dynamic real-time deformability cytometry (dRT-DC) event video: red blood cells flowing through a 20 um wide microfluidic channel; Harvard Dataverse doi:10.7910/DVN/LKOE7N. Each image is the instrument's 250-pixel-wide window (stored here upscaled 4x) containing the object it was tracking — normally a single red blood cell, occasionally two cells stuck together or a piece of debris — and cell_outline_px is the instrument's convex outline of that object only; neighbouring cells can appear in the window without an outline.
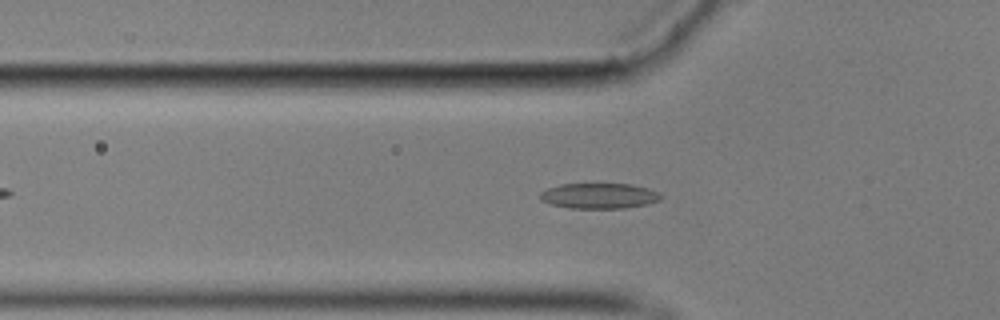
{"species": "common noctule bat (a hibernating species)", "species_latin": "Nyctalus noctula", "temperature_condition": "cold", "stored_images_in_passage": 41, "camera_frame_rate_fps": 3000, "um_per_image_px": 0.085, "animal": {"sex": "male", "body_mass_g": 17.9}, "frame": {"image": 1, "passage_image": 3, "time_ms": 0.667, "image_size_px": [1000, 320], "cell_outline_px": [[660, 200], [648, 204], [624, 208], [568, 208], [552, 204], [540, 200], [540, 192], [548, 188], [560, 184], [632, 184], [648, 188], [656, 192], [660, 196]], "centroid_in_image_um": [50.9, 16.65], "position_along_channel_um": 74.9, "area_um2": 17.8}}
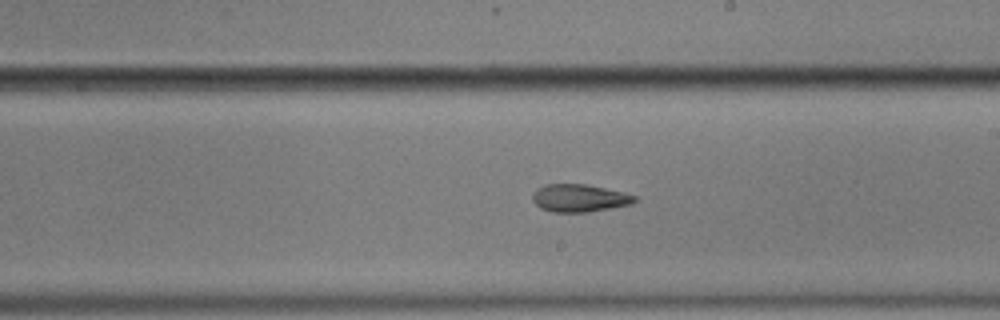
{"frame": {"image": 2, "passage_image": 17, "time_ms": 5.333, "image_size_px": [1000, 320], "cell_outline_px": [[636, 200], [632, 204], [588, 212], [552, 212], [540, 208], [532, 200], [532, 196], [540, 188], [548, 184], [584, 184], [624, 192], [636, 196]], "centroid_in_image_um": [49.27, 16.85], "position_along_channel_um": 239.7, "area_um2": 16.24}}
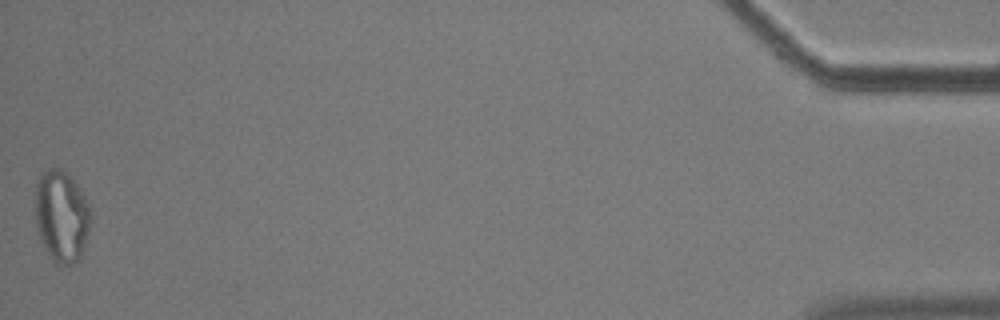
{"frame": {"image": 3, "passage_image": 41, "time_ms": 13.333, "image_size_px": [1000, 320], "cell_outline_px": [[92, 220], [84, 248], [80, 260], [72, 264], [56, 264], [48, 256], [40, 240], [36, 224], [36, 180], [40, 172], [44, 168], [60, 168], [72, 176], [84, 196], [88, 204], [92, 216]], "centroid_in_image_um": [5.24, 18.36], "position_along_channel_um": 430.0, "area_um2": 30.29}, "authors_computed_cell_mechanics": {"area_um2": 17.3978, "velocity_mm_per_s": 3.5176, "shape_relaxation_time_tau1_ms": null, "shape_relaxation_time_tau2_ms": 6.234, "deformation_change_tau1": null, "deformation_change_tau2": 0.1487}}